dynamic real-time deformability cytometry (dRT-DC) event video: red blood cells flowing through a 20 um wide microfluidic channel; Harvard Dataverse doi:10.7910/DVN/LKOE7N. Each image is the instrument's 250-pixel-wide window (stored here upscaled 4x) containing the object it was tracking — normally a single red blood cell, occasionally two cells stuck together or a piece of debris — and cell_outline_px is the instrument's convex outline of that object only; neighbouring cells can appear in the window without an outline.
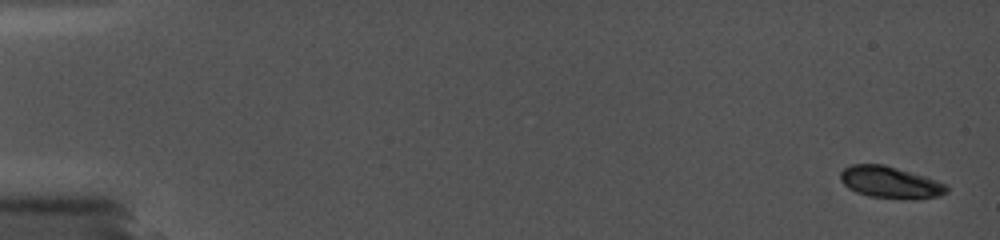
{"species": "common noctule bat (a hibernating species)", "species_latin": "Nyctalus noctula", "temperature_condition": "cold", "stored_images_in_passage": 30, "camera_frame_rate_fps": 5000, "um_per_image_px": 0.085, "animal": {"sex": "female", "body_mass_g": 19.0, "forearm_length_mm": 56.7}, "frame": {"image": 1, "passage_image": 1, "time_ms": 0.0, "image_size_px": [1000, 240], "cell_outline_px": [[948, 192], [940, 196], [912, 200], [868, 196], [856, 192], [848, 188], [840, 180], [840, 172], [844, 168], [852, 164], [884, 164], [924, 176], [948, 184]], "centroid_in_image_um": [75.69, 15.51], "position_along_channel_um": 9.3, "area_um2": 19.88}}
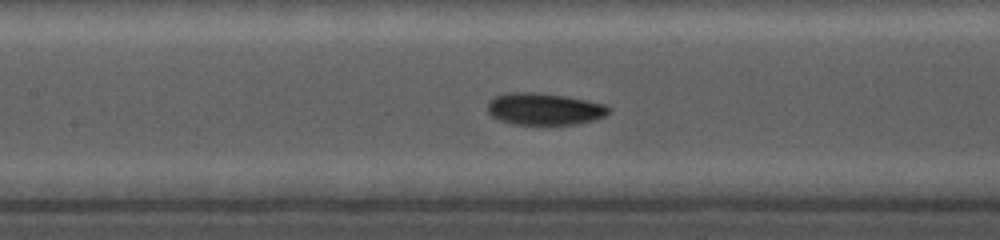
{"frame": {"image": 2, "passage_image": 19, "time_ms": 8.4, "image_size_px": [1000, 240], "cell_outline_px": [[612, 108], [604, 116], [596, 120], [576, 124], [512, 124], [500, 120], [492, 116], [488, 112], [488, 100], [496, 96], [508, 92], [536, 92], [564, 96], [588, 100], [604, 104]], "centroid_in_image_um": [46.27, 9.26], "position_along_channel_um": 161.1, "area_um2": 22.6}}
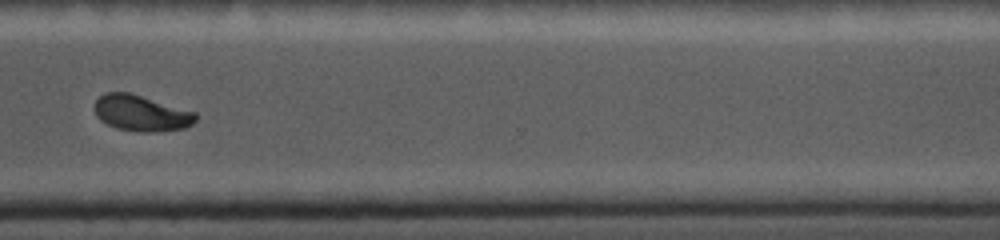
{"frame": {"image": 3, "passage_image": 27, "time_ms": 13.6, "image_size_px": [1000, 240], "cell_outline_px": [[196, 120], [192, 124], [184, 128], [160, 132], [140, 132], [116, 128], [100, 120], [96, 116], [92, 108], [92, 104], [104, 92], [128, 92], [196, 112]], "centroid_in_image_um": [11.96, 9.62], "position_along_channel_um": 358.6, "area_um2": 21.39}}